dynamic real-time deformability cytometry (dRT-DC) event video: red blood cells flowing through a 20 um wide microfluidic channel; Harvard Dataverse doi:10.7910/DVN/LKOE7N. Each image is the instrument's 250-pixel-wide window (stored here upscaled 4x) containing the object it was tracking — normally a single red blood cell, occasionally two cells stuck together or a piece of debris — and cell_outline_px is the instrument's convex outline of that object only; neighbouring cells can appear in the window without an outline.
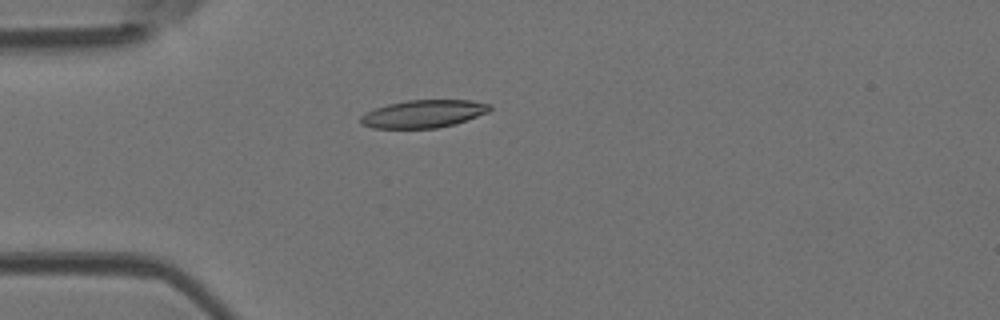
{"species": "Egyptian fruit bat (a non-hibernating species)", "species_latin": "Rousettus aegyptiacus", "temperature_condition": "room temperature", "stored_images_in_passage": 4, "camera_frame_rate_fps": 3000, "um_per_image_px": 0.085, "animal": {"sex": "female"}, "frame": {"image": 1, "passage_image": 4, "time_ms": 1.0, "image_size_px": [1000, 320], "cell_outline_px": [[492, 108], [488, 112], [456, 124], [436, 128], [372, 128], [360, 124], [360, 116], [376, 108], [388, 104], [408, 100], [472, 100], [492, 104]], "centroid_in_image_um": [36.02, 9.67], "position_along_channel_um": 49.0, "area_um2": 20.92}}